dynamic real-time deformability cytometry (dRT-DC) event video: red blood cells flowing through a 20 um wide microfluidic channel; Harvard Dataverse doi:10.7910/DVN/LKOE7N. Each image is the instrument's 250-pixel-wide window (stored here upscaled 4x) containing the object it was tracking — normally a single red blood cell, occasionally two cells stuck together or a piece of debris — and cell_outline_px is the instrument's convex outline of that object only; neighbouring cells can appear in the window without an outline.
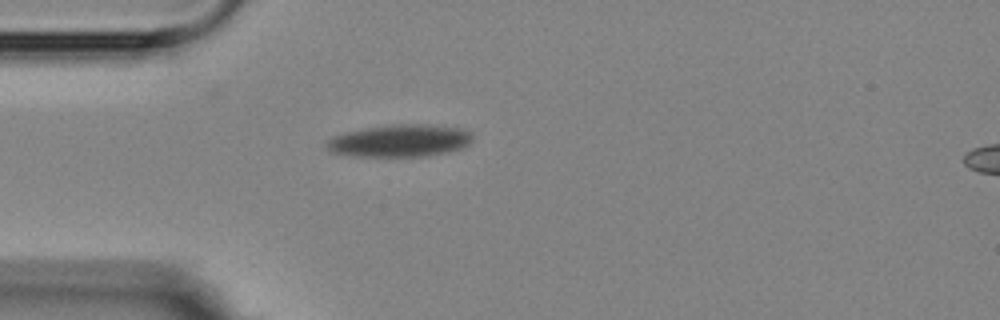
{"species": "Egyptian fruit bat (a non-hibernating species)", "species_latin": "Rousettus aegyptiacus", "temperature_condition": "room temperature", "stored_images_in_passage": 2, "camera_frame_rate_fps": 3000, "um_per_image_px": 0.085, "animal": {"sex": "female"}, "frame": {"image": 1, "passage_image": 1, "time_ms": 0.0, "image_size_px": [1000, 320], "cell_outline_px": [[472, 140], [464, 148], [448, 152], [428, 156], [356, 156], [332, 152], [324, 144], [332, 136], [348, 132], [388, 124], [428, 124], [460, 128], [472, 132]], "centroid_in_image_um": [34.03, 11.96], "position_along_channel_um": 51.0, "area_um2": 27.51}}